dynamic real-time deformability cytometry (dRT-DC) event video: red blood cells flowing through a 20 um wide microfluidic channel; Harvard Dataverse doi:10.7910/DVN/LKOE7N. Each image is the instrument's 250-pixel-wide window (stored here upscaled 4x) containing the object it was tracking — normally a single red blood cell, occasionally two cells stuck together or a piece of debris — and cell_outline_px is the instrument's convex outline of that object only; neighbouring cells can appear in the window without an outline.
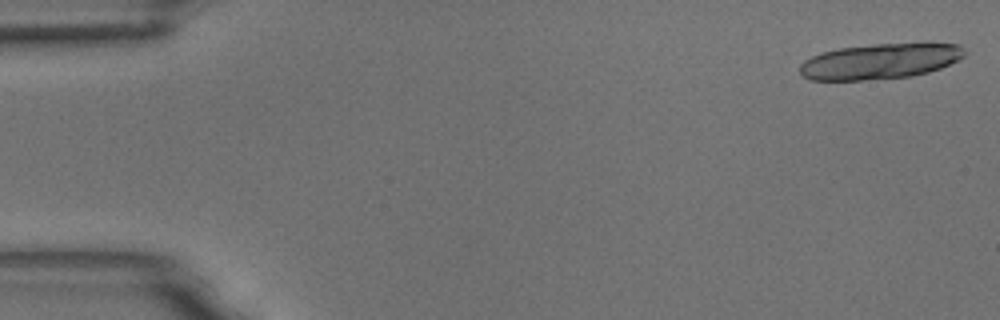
{"species": "common noctule bat (a hibernating species)", "species_latin": "Nyctalus noctula", "temperature_condition": "room temperature", "stored_images_in_passage": 7, "camera_frame_rate_fps": 3000, "um_per_image_px": 0.085, "animal": {"sex": "male", "body_mass_g": 18.8}, "frame": {"image": 1, "passage_image": 1, "time_ms": 0.0, "image_size_px": [1000, 320], "cell_outline_px": [[968, 52], [964, 56], [940, 68], [928, 72], [912, 76], [860, 80], [812, 80], [804, 76], [800, 72], [800, 64], [804, 60], [820, 52], [840, 48], [876, 44], [928, 40], [960, 44]], "centroid_in_image_um": [74.9, 5.16], "position_along_channel_um": 10.1, "area_um2": 34.91}}